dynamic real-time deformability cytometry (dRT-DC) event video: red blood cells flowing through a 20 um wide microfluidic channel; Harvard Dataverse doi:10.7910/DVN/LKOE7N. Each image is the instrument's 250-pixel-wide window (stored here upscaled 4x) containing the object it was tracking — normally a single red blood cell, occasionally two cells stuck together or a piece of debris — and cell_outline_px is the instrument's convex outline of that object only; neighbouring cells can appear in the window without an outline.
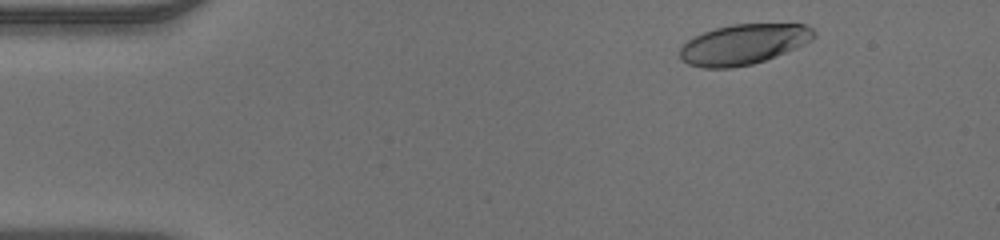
{"species": "human", "species_latin": "Homo sapiens", "temperature_condition": "warm", "stored_images_in_passage": 46, "camera_frame_rate_fps": 3000, "um_per_image_px": 0.085, "donor": {"sex": "male"}, "frame": {"image": 1, "passage_image": 3, "time_ms": 0.667, "image_size_px": [1000, 240], "cell_outline_px": [[816, 36], [812, 40], [796, 48], [776, 56], [752, 64], [732, 68], [704, 68], [688, 64], [680, 56], [680, 48], [688, 40], [704, 32], [716, 28], [732, 24], [804, 24], [812, 28], [816, 32]], "centroid_in_image_um": [63.23, 3.77], "position_along_channel_um": 21.8, "area_um2": 31.33}}
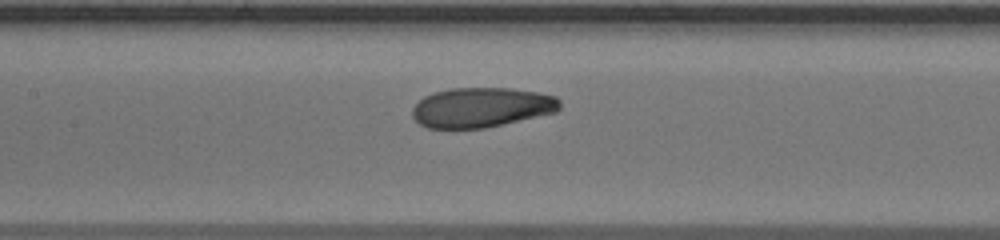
{"frame": {"image": 2, "passage_image": 20, "time_ms": 6.333, "image_size_px": [1000, 240], "cell_outline_px": [[560, 108], [556, 112], [484, 128], [428, 128], [420, 124], [412, 116], [412, 108], [424, 96], [432, 92], [452, 88], [512, 88], [536, 92], [556, 96], [560, 100]], "centroid_in_image_um": [40.91, 9.12], "position_along_channel_um": 166.5, "area_um2": 34.16}}
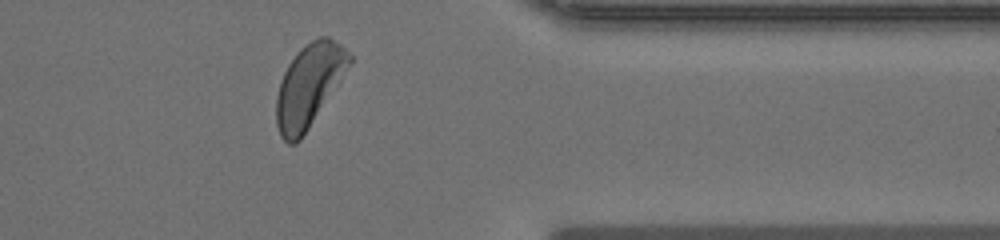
{"frame": {"image": 3, "passage_image": 37, "time_ms": 12.0, "image_size_px": [1000, 240], "cell_outline_px": [[352, 60], [340, 80], [300, 140], [296, 144], [288, 144], [280, 136], [276, 124], [276, 96], [280, 80], [288, 64], [300, 48], [304, 44], [320, 36], [328, 36], [340, 44], [352, 56]], "centroid_in_image_um": [26.23, 7.26], "position_along_channel_um": 385.2, "area_um2": 34.74}}